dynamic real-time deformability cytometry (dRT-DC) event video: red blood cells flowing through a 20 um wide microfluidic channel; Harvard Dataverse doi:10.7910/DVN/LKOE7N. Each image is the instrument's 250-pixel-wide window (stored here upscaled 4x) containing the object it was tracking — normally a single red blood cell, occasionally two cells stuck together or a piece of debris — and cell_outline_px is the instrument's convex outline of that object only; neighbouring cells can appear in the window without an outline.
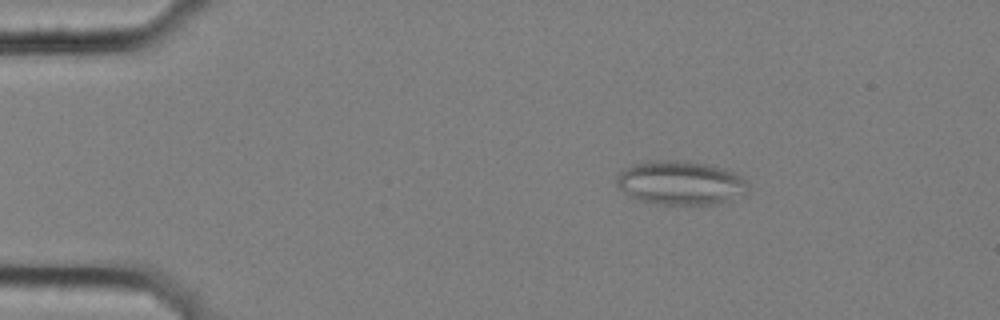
{"species": "common noctule bat (a hibernating species)", "species_latin": "Nyctalus noctula", "temperature_condition": "cold", "stored_images_in_passage": 56, "segment_of_instrument_passage": [1, 2], "camera_frame_rate_fps": 3000, "um_per_image_px": 0.085, "animal": {"sex": "female", "body_mass_g": 25.1}, "frame": {"image": 1, "passage_image": 9, "time_ms": 2.667, "image_size_px": [1000, 320], "cell_outline_px": [[748, 188], [744, 192], [728, 200], [712, 204], [656, 204], [640, 200], [632, 196], [620, 188], [616, 184], [616, 176], [620, 172], [636, 164], [656, 160], [684, 160], [708, 164], [728, 168], [740, 176], [748, 184]], "centroid_in_image_um": [57.85, 15.52], "position_along_channel_um": 27.1, "area_um2": 33.23}}